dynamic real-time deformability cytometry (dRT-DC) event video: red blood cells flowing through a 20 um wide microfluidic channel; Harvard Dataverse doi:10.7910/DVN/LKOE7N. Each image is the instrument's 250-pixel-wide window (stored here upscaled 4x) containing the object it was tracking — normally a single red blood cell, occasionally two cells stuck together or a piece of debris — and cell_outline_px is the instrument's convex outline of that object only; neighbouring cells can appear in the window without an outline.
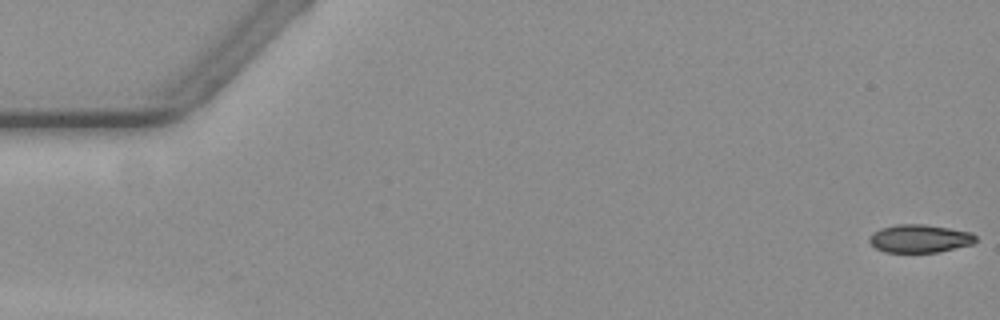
{"species": "common noctule bat (a hibernating species)", "species_latin": "Nyctalus noctula", "temperature_condition": "warm", "stored_images_in_passage": 58, "camera_frame_rate_fps": 3000, "um_per_image_px": 0.085, "animal": {"sex": "female", "body_mass_g": 19.3, "forearm_length_mm": 54.1}, "frame": {"image": 1, "passage_image": 1, "time_ms": 0.0, "image_size_px": [1000, 320], "cell_outline_px": [[976, 240], [972, 244], [936, 252], [888, 252], [876, 248], [868, 240], [880, 228], [896, 224], [924, 224], [972, 232], [976, 236]], "centroid_in_image_um": [78.2, 20.27], "position_along_channel_um": 6.8, "area_um2": 17.11}}
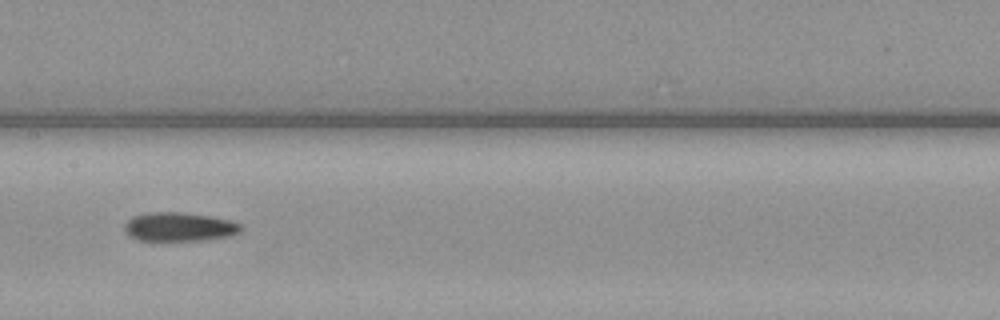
{"frame": {"image": 2, "passage_image": 29, "time_ms": 9.333, "image_size_px": [1000, 320], "cell_outline_px": [[244, 228], [240, 232], [232, 236], [208, 240], [136, 240], [128, 236], [124, 232], [124, 224], [132, 216], [152, 212], [180, 212], [208, 216], [228, 220], [240, 224]], "centroid_in_image_um": [15.22, 19.29], "position_along_channel_um": 192.2, "area_um2": 19.71}}
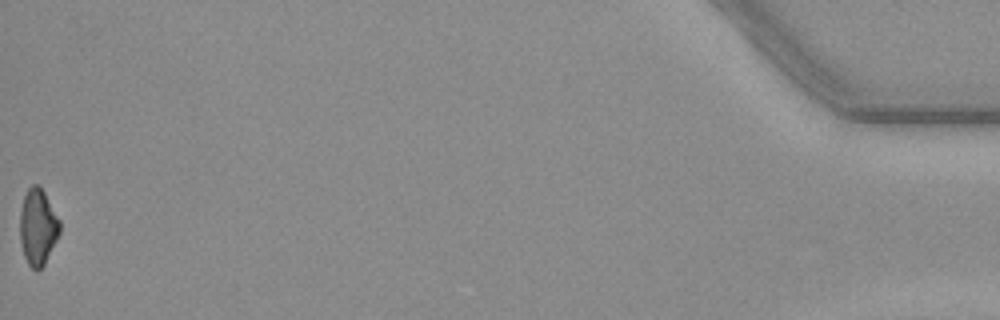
{"frame": {"image": 3, "passage_image": 58, "time_ms": 19.0, "image_size_px": [1000, 320], "cell_outline_px": [[60, 232], [44, 264], [36, 272], [28, 264], [24, 256], [20, 244], [20, 212], [24, 196], [28, 188], [32, 184], [40, 184], [60, 220]], "centroid_in_image_um": [3.21, 19.27], "position_along_channel_um": 432.0, "area_um2": 17.74}, "authors_computed_cell_mechanics": {"area_um2": 18.6405, "velocity_mm_per_s": 3.5947, "shape_relaxation_time_tau1_ms": 7.479, "shape_relaxation_time_tau2_ms": 4.5607, "deformation_change_tau1": 0.188, "deformation_change_tau2": 0.1243}}